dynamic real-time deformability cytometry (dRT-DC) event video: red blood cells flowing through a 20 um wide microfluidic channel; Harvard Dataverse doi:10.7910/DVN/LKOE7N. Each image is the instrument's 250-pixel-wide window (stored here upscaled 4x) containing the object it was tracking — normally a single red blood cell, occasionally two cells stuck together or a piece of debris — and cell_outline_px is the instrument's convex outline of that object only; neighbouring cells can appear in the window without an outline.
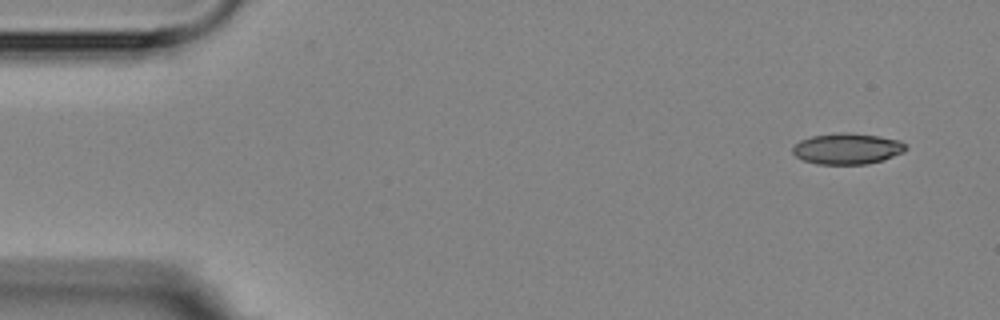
{"species": "Egyptian fruit bat (a non-hibernating species)", "species_latin": "Rousettus aegyptiacus", "temperature_condition": "room temperature", "stored_images_in_passage": 5, "camera_frame_rate_fps": 3000, "um_per_image_px": 0.085, "animal": {"sex": "female"}, "frame": {"image": 1, "passage_image": 1, "time_ms": 0.0, "image_size_px": [1000, 320], "cell_outline_px": [[908, 148], [904, 152], [884, 160], [868, 164], [816, 164], [804, 160], [796, 156], [792, 152], [792, 148], [800, 140], [812, 136], [840, 132], [848, 132], [880, 136], [900, 140]], "centroid_in_image_um": [72.04, 12.64], "position_along_channel_um": 13.0, "area_um2": 20.58}}
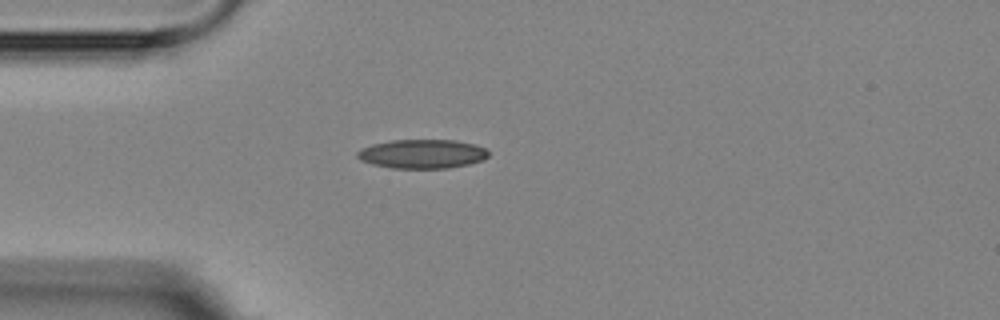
{"frame": {"image": 2, "passage_image": 4, "time_ms": 3.667, "image_size_px": [1000, 320], "cell_outline_px": [[488, 156], [484, 160], [468, 164], [448, 168], [392, 168], [372, 164], [360, 160], [356, 156], [356, 152], [360, 148], [372, 144], [392, 140], [456, 140], [476, 144], [488, 148]], "centroid_in_image_um": [35.9, 13.07], "position_along_channel_um": 49.1, "area_um2": 22.43}}